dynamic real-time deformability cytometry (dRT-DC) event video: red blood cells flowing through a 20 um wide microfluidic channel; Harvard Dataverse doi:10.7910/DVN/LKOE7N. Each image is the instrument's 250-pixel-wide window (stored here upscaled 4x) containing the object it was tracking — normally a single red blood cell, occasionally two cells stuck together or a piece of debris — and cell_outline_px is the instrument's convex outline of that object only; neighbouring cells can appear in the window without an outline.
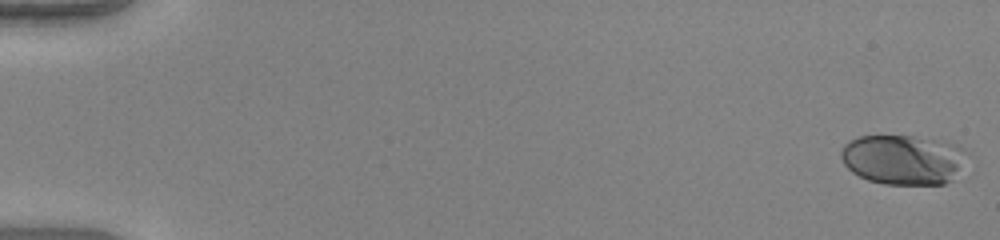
{"species": "human", "species_latin": "Homo sapiens", "temperature_condition": "warm", "stored_images_in_passage": 51, "camera_frame_rate_fps": 3000, "um_per_image_px": 0.085, "donor": {"sex": "female"}, "frame": {"image": 1, "passage_image": 1, "time_ms": 0.0, "image_size_px": [1000, 240], "cell_outline_px": [[972, 152], [948, 180], [944, 184], [884, 184], [868, 180], [852, 172], [844, 164], [840, 156], [840, 152], [844, 144], [848, 140], [860, 136], [912, 136], [944, 140], [960, 144]], "centroid_in_image_um": [76.79, 13.53], "position_along_channel_um": 8.2, "area_um2": 36.93}}
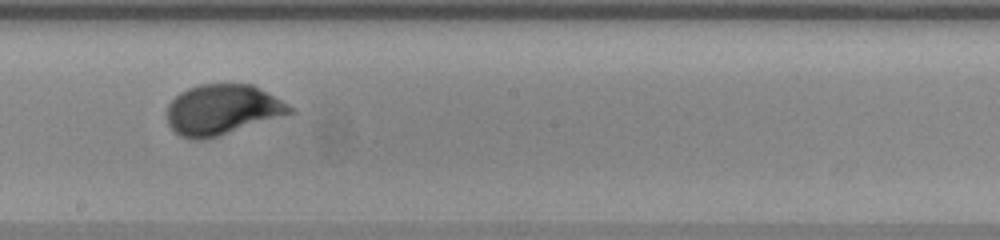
{"frame": {"image": 2, "passage_image": 30, "time_ms": 9.667, "image_size_px": [1000, 240], "cell_outline_px": [[296, 112], [204, 140], [192, 140], [180, 136], [168, 124], [168, 104], [180, 92], [188, 88], [200, 84], [252, 84], [288, 104]], "centroid_in_image_um": [18.88, 9.32], "position_along_channel_um": 229.3, "area_um2": 35.72}}
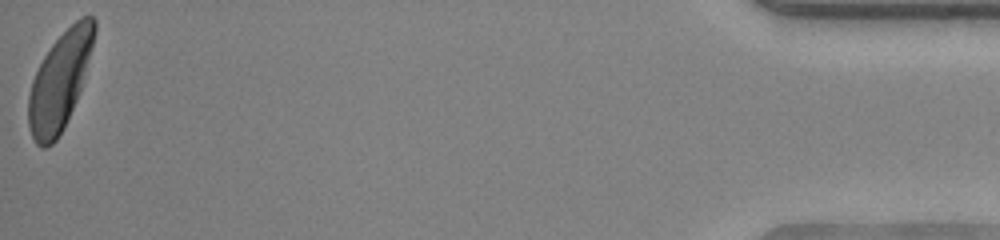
{"frame": {"image": 3, "passage_image": 51, "time_ms": 16.667, "image_size_px": [1000, 240], "cell_outline_px": [[96, 32], [80, 92], [64, 128], [56, 140], [52, 144], [44, 148], [40, 148], [36, 144], [32, 136], [28, 124], [28, 96], [32, 80], [44, 56], [52, 44], [80, 16], [92, 16], [96, 20]], "centroid_in_image_um": [5.08, 6.91], "position_along_channel_um": 430.1, "area_um2": 37.17}, "authors_computed_cell_mechanics": {"area_um2": 35.7204, "velocity_mm_per_s": 4.113, "shape_relaxation_time_tau1_ms": 2.3202, "shape_relaxation_time_tau2_ms": null, "deformation_change_tau1": 0.1738, "deformation_change_tau2": null}}